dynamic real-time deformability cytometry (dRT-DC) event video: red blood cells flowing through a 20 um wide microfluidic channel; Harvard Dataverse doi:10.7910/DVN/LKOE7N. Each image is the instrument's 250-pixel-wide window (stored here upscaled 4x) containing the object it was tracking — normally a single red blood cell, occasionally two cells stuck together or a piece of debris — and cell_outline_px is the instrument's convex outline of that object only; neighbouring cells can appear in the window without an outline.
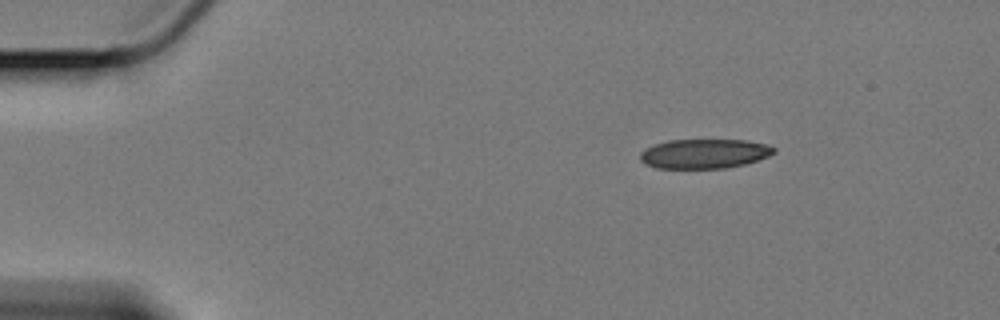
{"species": "Egyptian fruit bat (a non-hibernating species)", "species_latin": "Rousettus aegyptiacus", "temperature_condition": "cold", "stored_images_in_passage": 36, "camera_frame_rate_fps": 3000, "um_per_image_px": 0.085, "animal": {"sex": "female"}, "frame": {"image": 1, "passage_image": 1, "time_ms": 0.0, "image_size_px": [1000, 320], "cell_outline_px": [[776, 152], [768, 156], [744, 164], [724, 168], [656, 168], [644, 164], [640, 160], [640, 152], [644, 148], [668, 140], [744, 140], [768, 144], [776, 148]], "centroid_in_image_um": [59.85, 13.06], "position_along_channel_um": 25.2, "area_um2": 23.0}}
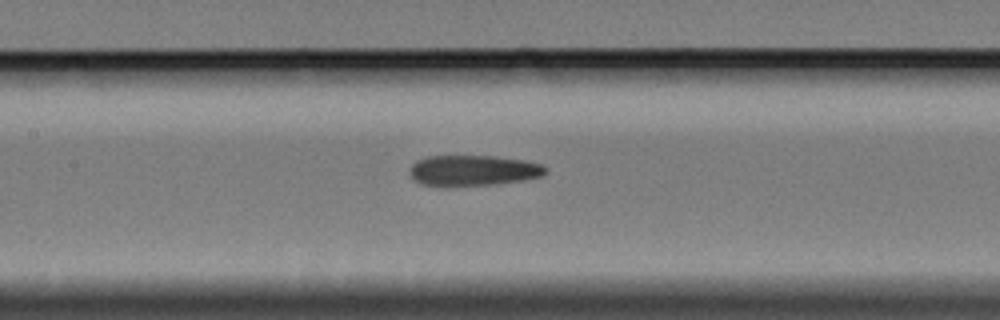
{"frame": {"image": 2, "passage_image": 20, "time_ms": 6.333, "image_size_px": [1000, 320], "cell_outline_px": [[548, 172], [540, 176], [524, 180], [496, 184], [420, 184], [412, 180], [412, 164], [416, 160], [428, 156], [492, 156], [524, 160], [544, 164], [548, 168]], "centroid_in_image_um": [40.3, 14.46], "position_along_channel_um": 167.1, "area_um2": 23.76}}
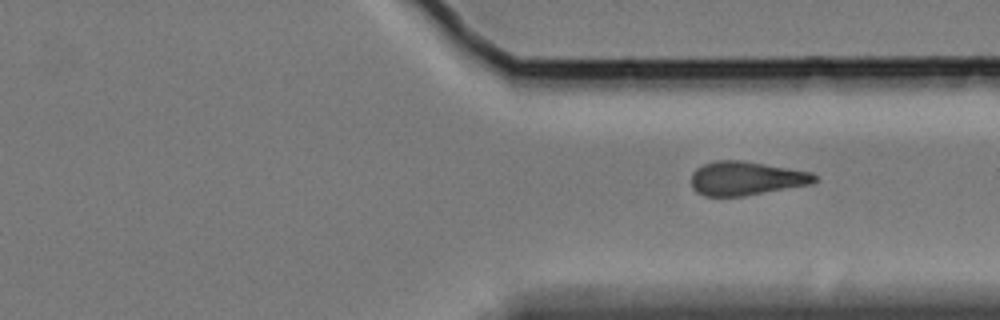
{"frame": {"image": 3, "passage_image": 36, "time_ms": 11.667, "image_size_px": [1000, 320], "cell_outline_px": [[816, 180], [812, 184], [744, 196], [704, 196], [696, 192], [692, 188], [692, 172], [696, 168], [704, 164], [716, 160], [744, 160], [812, 172], [816, 176]], "centroid_in_image_um": [63.41, 15.16], "position_along_channel_um": 348.0, "area_um2": 24.45}}